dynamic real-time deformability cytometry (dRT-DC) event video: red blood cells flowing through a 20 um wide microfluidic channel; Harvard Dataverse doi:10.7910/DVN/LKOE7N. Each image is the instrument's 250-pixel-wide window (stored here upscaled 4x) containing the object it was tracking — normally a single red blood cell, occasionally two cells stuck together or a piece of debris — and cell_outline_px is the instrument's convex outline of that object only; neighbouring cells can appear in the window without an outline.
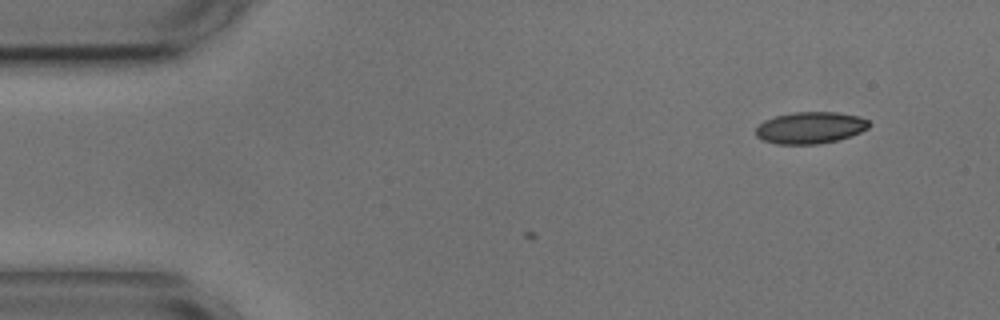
{"species": "common noctule bat (a hibernating species)", "species_latin": "Nyctalus noctula", "temperature_condition": "cold", "stored_images_in_passage": 2, "camera_frame_rate_fps": 3000, "um_per_image_px": 0.085, "animal": {"sex": "male", "body_mass_g": 17.9, "forearm_length_mm": 54.2}, "frame": {"image": 1, "passage_image": 2, "time_ms": 1.0, "image_size_px": [1000, 320], "cell_outline_px": [[872, 124], [868, 128], [852, 136], [836, 140], [816, 144], [776, 144], [764, 140], [756, 136], [756, 128], [764, 120], [776, 116], [792, 112], [836, 112], [860, 116], [868, 120]], "centroid_in_image_um": [68.9, 10.85], "position_along_channel_um": 16.1, "area_um2": 20.98}}